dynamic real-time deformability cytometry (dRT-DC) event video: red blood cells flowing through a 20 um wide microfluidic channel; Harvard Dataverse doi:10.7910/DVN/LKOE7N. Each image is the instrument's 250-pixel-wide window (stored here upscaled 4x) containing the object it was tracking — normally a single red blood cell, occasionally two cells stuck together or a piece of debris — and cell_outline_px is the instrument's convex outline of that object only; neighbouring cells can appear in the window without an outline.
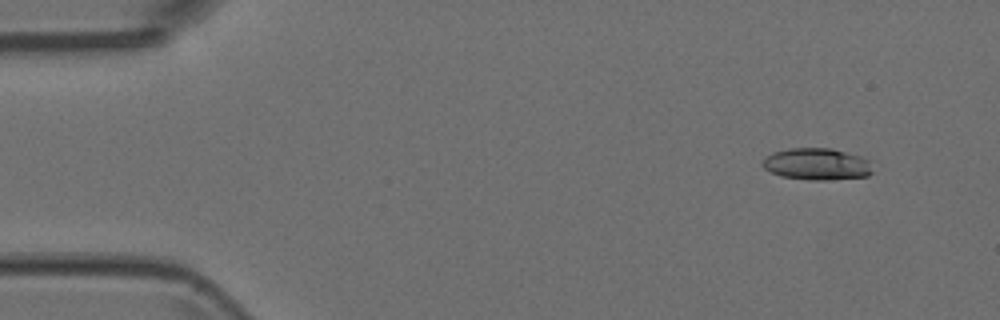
{"species": "Egyptian fruit bat (a non-hibernating species)", "species_latin": "Rousettus aegyptiacus", "temperature_condition": "room temperature", "stored_images_in_passage": 4, "camera_frame_rate_fps": 3000, "um_per_image_px": 0.085, "animal": {"sex": "female"}, "frame": {"image": 1, "passage_image": 1, "time_ms": 0.0, "image_size_px": [1000, 320], "cell_outline_px": [[872, 172], [868, 176], [828, 180], [812, 180], [780, 176], [764, 168], [760, 164], [764, 156], [772, 152], [788, 148], [832, 148], [860, 156], [868, 160]], "centroid_in_image_um": [69.38, 13.94], "position_along_channel_um": 15.6, "area_um2": 20.52}}
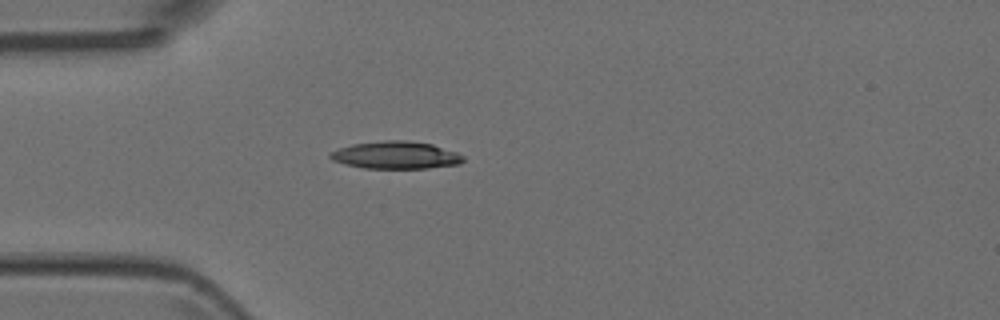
{"frame": {"image": 2, "passage_image": 4, "time_ms": 1.0, "image_size_px": [1000, 320], "cell_outline_px": [[464, 160], [460, 164], [428, 168], [364, 168], [332, 160], [328, 156], [336, 148], [352, 144], [384, 140], [404, 140], [432, 144], [456, 152], [464, 156]], "centroid_in_image_um": [33.65, 13.18], "position_along_channel_um": 51.4, "area_um2": 21.21}}